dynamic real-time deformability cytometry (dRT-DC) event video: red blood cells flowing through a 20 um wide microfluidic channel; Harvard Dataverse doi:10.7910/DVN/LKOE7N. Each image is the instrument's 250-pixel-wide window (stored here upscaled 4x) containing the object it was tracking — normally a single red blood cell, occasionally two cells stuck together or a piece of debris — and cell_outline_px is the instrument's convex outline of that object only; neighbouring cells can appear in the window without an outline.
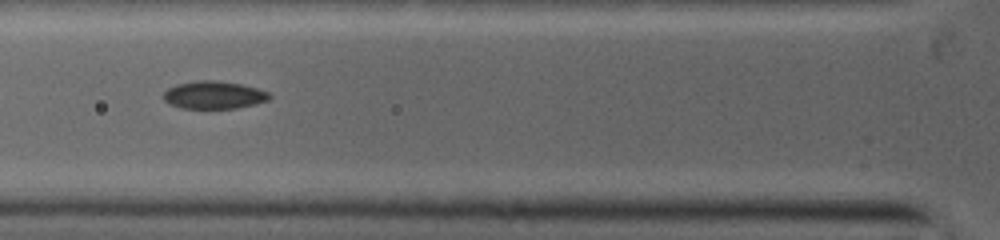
{"species": "common noctule bat (a hibernating species)", "species_latin": "Nyctalus noctula", "temperature_condition": "warm", "stored_images_in_passage": 27, "camera_frame_rate_fps": 5000, "um_per_image_px": 0.085, "animal": {"sex": "female", "body_mass_g": 19.0, "forearm_length_mm": 53.3}, "frame": {"image": 1, "passage_image": 3, "time_ms": 0.8, "image_size_px": [1000, 240], "cell_outline_px": [[272, 96], [268, 100], [236, 108], [180, 108], [164, 100], [164, 92], [168, 88], [176, 84], [200, 80], [212, 80], [240, 84], [256, 88], [268, 92]], "centroid_in_image_um": [18.17, 8.07], "position_along_channel_um": 107.6, "area_um2": 16.82}}
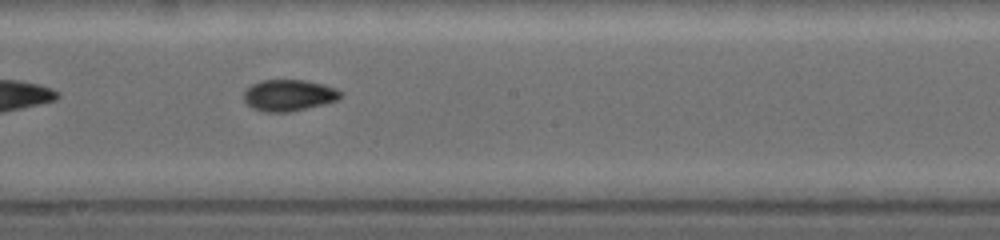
{"frame": {"image": 2, "passage_image": 10, "time_ms": 3.4, "image_size_px": [1000, 240], "cell_outline_px": [[340, 96], [336, 100], [304, 108], [284, 112], [268, 112], [256, 108], [248, 104], [244, 100], [244, 92], [252, 84], [264, 80], [304, 80], [320, 84], [332, 88], [340, 92]], "centroid_in_image_um": [24.49, 8.08], "position_along_channel_um": 223.7, "area_um2": 16.88}}
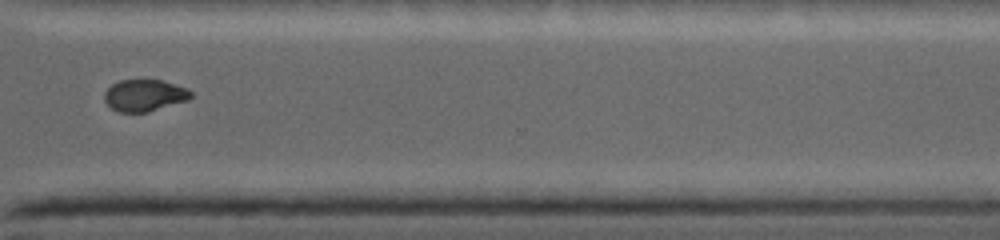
{"frame": {"image": 3, "passage_image": 18, "time_ms": 6.4, "image_size_px": [1000, 240], "cell_outline_px": [[192, 96], [188, 100], [144, 112], [120, 112], [112, 108], [104, 100], [104, 92], [112, 84], [120, 80], [160, 80], [184, 88], [192, 92]], "centroid_in_image_um": [12.24, 8.1], "position_along_channel_um": 358.4, "area_um2": 15.61}}